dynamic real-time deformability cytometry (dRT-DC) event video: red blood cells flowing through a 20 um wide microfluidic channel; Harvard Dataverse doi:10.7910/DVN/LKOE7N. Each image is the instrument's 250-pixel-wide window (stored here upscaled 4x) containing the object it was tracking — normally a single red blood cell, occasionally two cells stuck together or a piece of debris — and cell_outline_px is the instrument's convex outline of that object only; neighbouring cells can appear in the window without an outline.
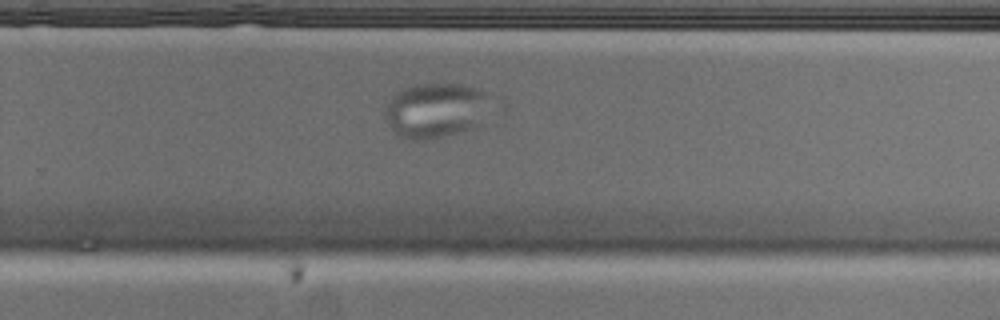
{"species": "Egyptian fruit bat (a non-hibernating species)", "species_latin": "Rousettus aegyptiacus", "temperature_condition": "cold", "stored_images_in_passage": 59, "camera_frame_rate_fps": 3000, "um_per_image_px": 0.085, "animal": {"sex": "male"}, "frame": {"image": 1, "passage_image": 38, "time_ms": 12.333, "image_size_px": [1000, 320], "cell_outline_px": [[488, 92], [480, 124], [456, 132], [440, 136], [420, 140], [416, 140], [400, 136], [392, 128], [384, 116], [384, 108], [392, 96], [396, 92], [404, 88], [416, 84], [460, 84], [476, 88]], "centroid_in_image_um": [36.95, 9.34], "position_along_channel_um": 292.9, "area_um2": 32.83}}